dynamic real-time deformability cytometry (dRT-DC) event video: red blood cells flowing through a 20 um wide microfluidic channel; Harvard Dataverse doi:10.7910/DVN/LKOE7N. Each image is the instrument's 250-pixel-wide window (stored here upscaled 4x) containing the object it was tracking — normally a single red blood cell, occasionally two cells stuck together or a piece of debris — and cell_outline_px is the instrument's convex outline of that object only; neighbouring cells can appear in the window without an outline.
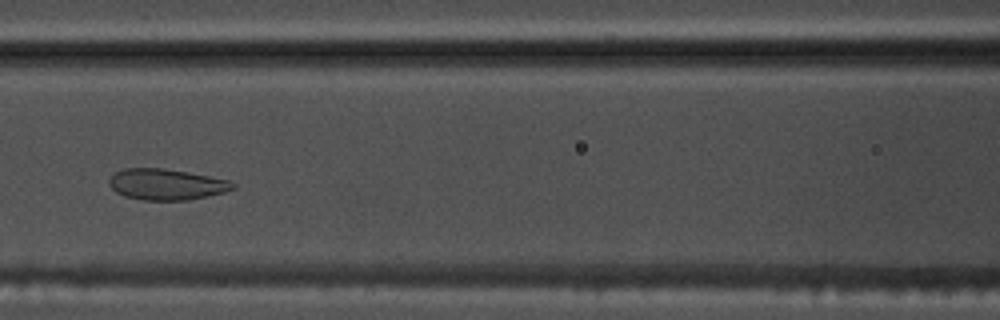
{"species": "common noctule bat (a hibernating species)", "species_latin": "Nyctalus noctula", "temperature_condition": "warm", "stored_images_in_passage": 52, "camera_frame_rate_fps": 3000, "um_per_image_px": 0.085, "animal": {"sex": "male", "body_mass_g": 17.5, "forearm_length_mm": 52.3}, "frame": {"image": 1, "passage_image": 21, "time_ms": 6.667, "image_size_px": [1000, 320], "cell_outline_px": [[236, 188], [224, 192], [188, 200], [144, 200], [124, 196], [116, 192], [108, 184], [108, 180], [116, 172], [124, 168], [164, 168], [188, 172], [228, 180], [236, 184]], "centroid_in_image_um": [14.13, 15.67], "position_along_channel_um": 152.5, "area_um2": 22.31}}
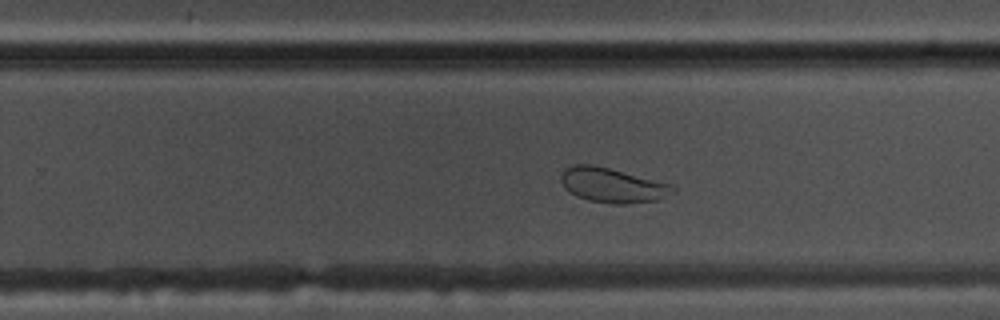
{"frame": {"image": 2, "passage_image": 31, "time_ms": 10.0, "image_size_px": [1000, 320], "cell_outline_px": [[676, 192], [656, 200], [628, 204], [612, 204], [588, 200], [576, 196], [568, 192], [564, 188], [560, 180], [560, 176], [564, 168], [572, 164], [592, 164], [672, 184], [676, 188]], "centroid_in_image_um": [52.02, 15.74], "position_along_channel_um": 277.8, "area_um2": 22.77}}
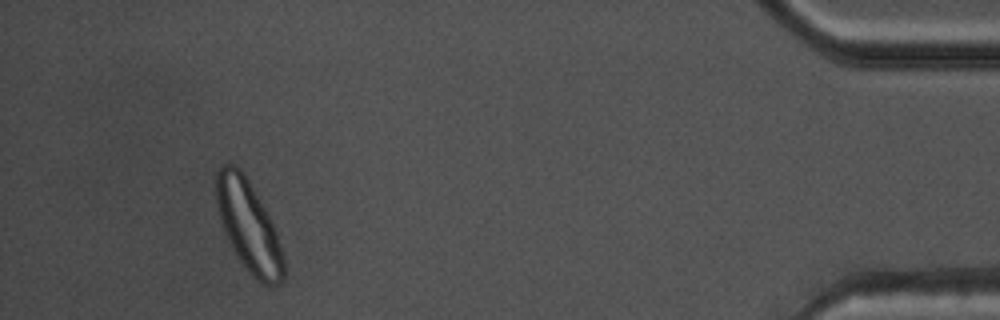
{"frame": {"image": 3, "passage_image": 47, "time_ms": 15.333, "image_size_px": [1000, 320], "cell_outline_px": [[284, 280], [280, 284], [264, 284], [252, 276], [240, 260], [232, 248], [224, 232], [216, 208], [216, 172], [224, 164], [236, 164], [244, 172], [260, 200], [276, 232], [284, 256]], "centroid_in_image_um": [21.11, 19.2], "position_along_channel_um": 414.1, "area_um2": 35.55}}